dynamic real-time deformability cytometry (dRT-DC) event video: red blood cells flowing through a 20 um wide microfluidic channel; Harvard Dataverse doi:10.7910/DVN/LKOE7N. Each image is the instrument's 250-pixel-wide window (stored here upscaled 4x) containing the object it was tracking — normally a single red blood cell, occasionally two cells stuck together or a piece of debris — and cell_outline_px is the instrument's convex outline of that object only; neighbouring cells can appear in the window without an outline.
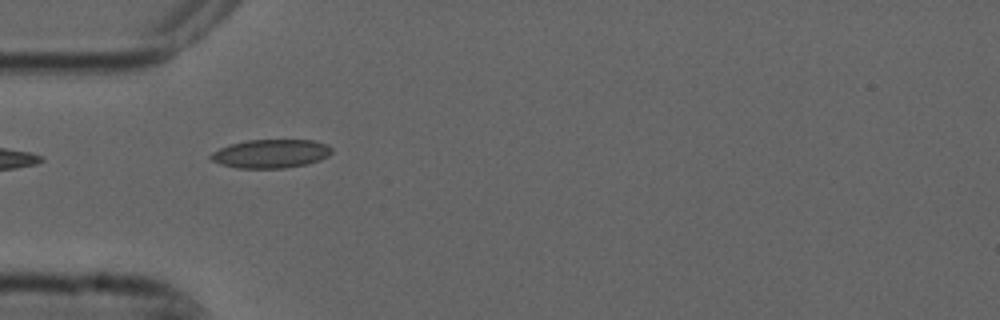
{"species": "common noctule bat (a hibernating species)", "species_latin": "Nyctalus noctula", "temperature_condition": "cold", "stored_images_in_passage": 5, "camera_frame_rate_fps": 3000, "um_per_image_px": 0.085, "animal": {"sex": "male", "forearm_length_mm": 52.5}, "frame": {"image": 1, "passage_image": 4, "time_ms": 1.0, "image_size_px": [1000, 320], "cell_outline_px": [[332, 152], [328, 156], [320, 160], [308, 164], [284, 168], [236, 168], [220, 164], [212, 160], [208, 156], [212, 152], [220, 148], [232, 144], [248, 140], [312, 140], [328, 144], [332, 148]], "centroid_in_image_um": [23.04, 13.07], "position_along_channel_um": 62.0, "area_um2": 20.23}}
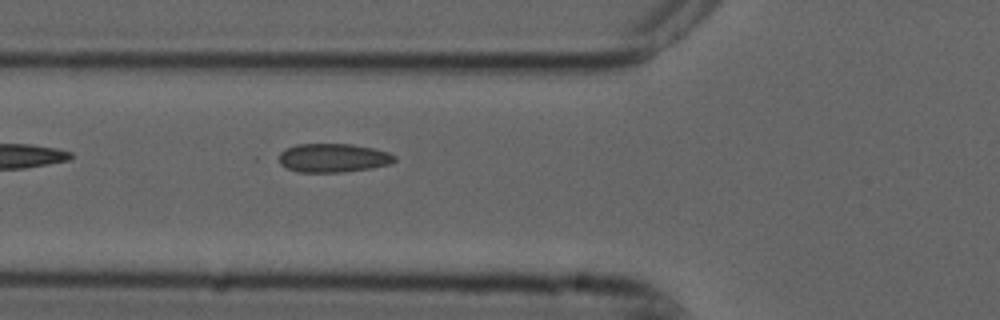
{"frame": {"image": 2, "passage_image": 5, "time_ms": 1.333, "image_size_px": [1000, 320], "cell_outline_px": [[396, 160], [388, 164], [368, 168], [340, 172], [296, 172], [280, 164], [280, 152], [284, 148], [296, 144], [352, 144], [372, 148], [388, 152], [396, 156]], "centroid_in_image_um": [28.28, 13.41], "position_along_channel_um": 97.5, "area_um2": 19.25}}